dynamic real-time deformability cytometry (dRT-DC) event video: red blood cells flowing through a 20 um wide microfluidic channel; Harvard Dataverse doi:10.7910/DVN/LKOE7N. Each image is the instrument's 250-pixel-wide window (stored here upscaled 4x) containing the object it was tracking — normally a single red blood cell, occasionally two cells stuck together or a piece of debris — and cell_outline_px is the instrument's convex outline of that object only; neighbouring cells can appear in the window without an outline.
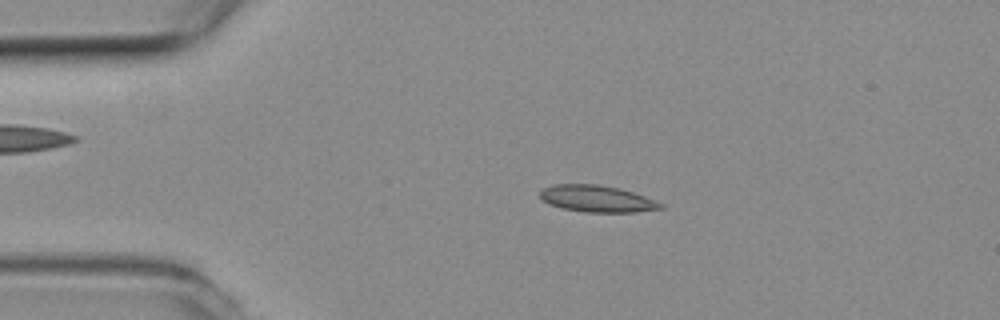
{"species": "common noctule bat (a hibernating species)", "species_latin": "Nyctalus noctula", "temperature_condition": "room temperature", "stored_images_in_passage": 53, "camera_frame_rate_fps": 3000, "um_per_image_px": 0.085, "animal": {"sex": "female", "body_mass_g": 19.3, "forearm_length_mm": 54.1}, "frame": {"image": 1, "passage_image": 10, "time_ms": 3.0, "image_size_px": [1000, 320], "cell_outline_px": [[664, 208], [636, 212], [584, 212], [560, 208], [548, 204], [540, 196], [540, 192], [544, 188], [552, 184], [600, 184], [620, 188], [644, 196], [664, 204]], "centroid_in_image_um": [50.73, 16.89], "position_along_channel_um": 34.3, "area_um2": 18.84}}
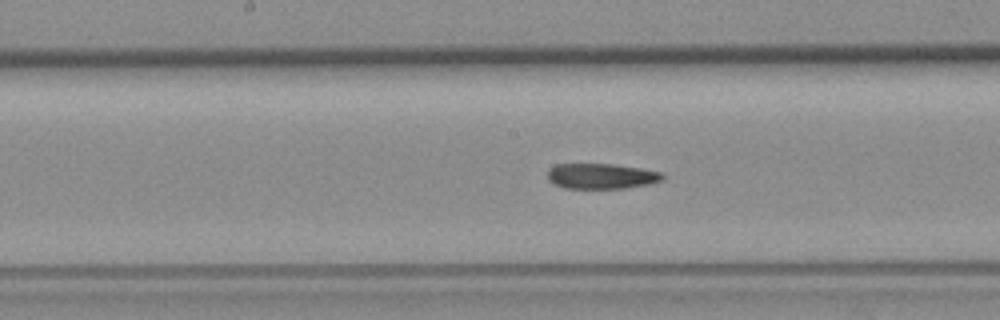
{"frame": {"image": 2, "passage_image": 26, "time_ms": 8.333, "image_size_px": [1000, 320], "cell_outline_px": [[664, 180], [652, 184], [624, 188], [564, 188], [552, 184], [548, 180], [548, 168], [556, 164], [612, 164], [640, 168], [664, 172]], "centroid_in_image_um": [51.13, 14.97], "position_along_channel_um": 197.1, "area_um2": 17.28}}
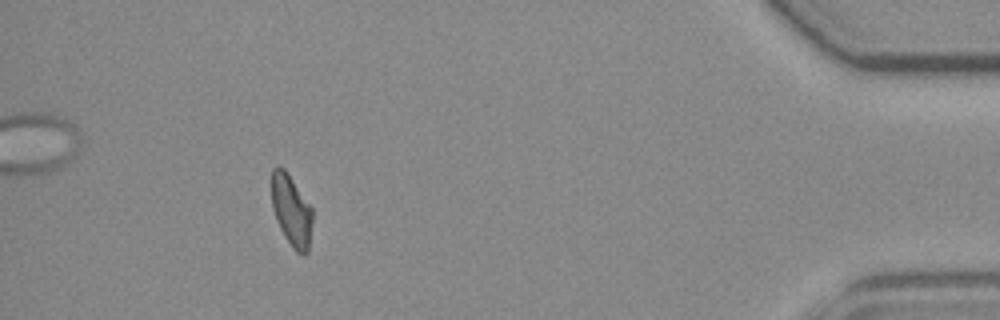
{"frame": {"image": 3, "passage_image": 48, "time_ms": 15.667, "image_size_px": [1000, 320], "cell_outline_px": [[312, 224], [308, 252], [304, 256], [296, 252], [292, 248], [284, 236], [276, 220], [272, 208], [272, 168], [284, 168], [312, 208]], "centroid_in_image_um": [24.77, 17.95], "position_along_channel_um": 410.4, "area_um2": 16.88}, "authors_computed_cell_mechanics": {"area_um2": 18.0336, "velocity_mm_per_s": 3.7856, "shape_relaxation_time_tau1_ms": null, "shape_relaxation_time_tau2_ms": 7.7031, "deformation_change_tau1": null, "deformation_change_tau2": 0.1676}}